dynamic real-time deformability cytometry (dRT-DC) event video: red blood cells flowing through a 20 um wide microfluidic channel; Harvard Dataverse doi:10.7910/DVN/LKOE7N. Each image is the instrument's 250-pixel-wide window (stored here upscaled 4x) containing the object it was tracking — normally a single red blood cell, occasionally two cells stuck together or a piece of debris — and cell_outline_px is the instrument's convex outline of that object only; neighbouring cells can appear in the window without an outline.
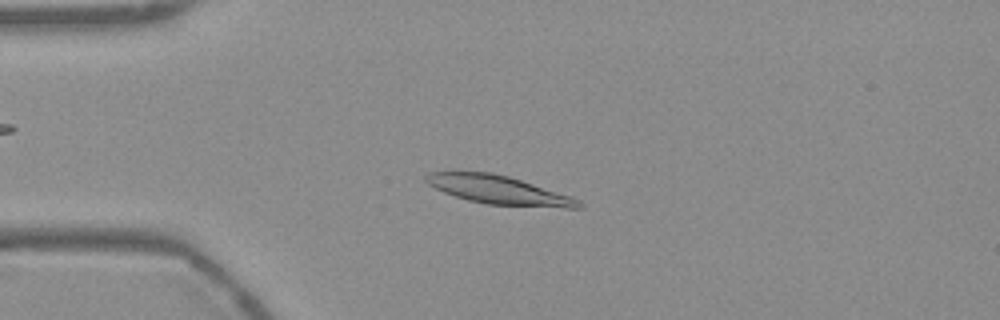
{"species": "Egyptian fruit bat (a non-hibernating species)", "species_latin": "Rousettus aegyptiacus", "temperature_condition": "warm", "stored_images_in_passage": 54, "camera_frame_rate_fps": 3000, "um_per_image_px": 0.085, "frame": {"image": 1, "passage_image": 13, "time_ms": 4.0, "image_size_px": [1000, 320], "cell_outline_px": [[584, 208], [564, 208], [488, 204], [468, 200], [444, 192], [428, 184], [424, 180], [424, 176], [428, 172], [492, 172], [508, 176], [572, 196], [580, 200], [584, 204]], "centroid_in_image_um": [42.44, 16.15], "position_along_channel_um": 42.6, "area_um2": 25.37}}
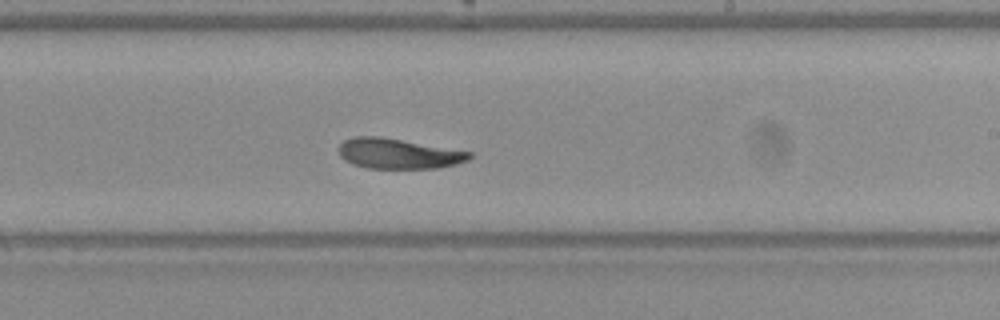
{"frame": {"image": 2, "passage_image": 32, "time_ms": 10.333, "image_size_px": [1000, 320], "cell_outline_px": [[472, 156], [468, 160], [456, 164], [440, 168], [368, 168], [352, 164], [344, 160], [340, 156], [336, 148], [344, 140], [352, 136], [380, 136], [472, 152]], "centroid_in_image_um": [33.81, 13.05], "position_along_channel_um": 255.2, "area_um2": 23.18}}
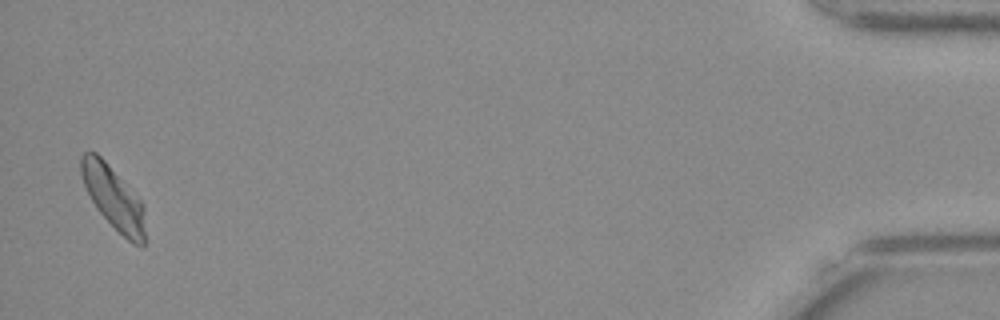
{"frame": {"image": 3, "passage_image": 53, "time_ms": 17.333, "image_size_px": [1000, 320], "cell_outline_px": [[144, 248], [132, 244], [96, 208], [84, 184], [80, 172], [80, 156], [84, 152], [96, 152], [104, 160], [144, 204]], "centroid_in_image_um": [9.64, 16.8], "position_along_channel_um": 425.6, "area_um2": 23.0}, "authors_computed_cell_mechanics": {"area_um2": 24.3338, "velocity_mm_per_s": 3.7181, "shape_relaxation_time_tau1_ms": 3.4621, "shape_relaxation_time_tau2_ms": 4.1129, "deformation_change_tau1": 0.1576, "deformation_change_tau2": 0.1114}}